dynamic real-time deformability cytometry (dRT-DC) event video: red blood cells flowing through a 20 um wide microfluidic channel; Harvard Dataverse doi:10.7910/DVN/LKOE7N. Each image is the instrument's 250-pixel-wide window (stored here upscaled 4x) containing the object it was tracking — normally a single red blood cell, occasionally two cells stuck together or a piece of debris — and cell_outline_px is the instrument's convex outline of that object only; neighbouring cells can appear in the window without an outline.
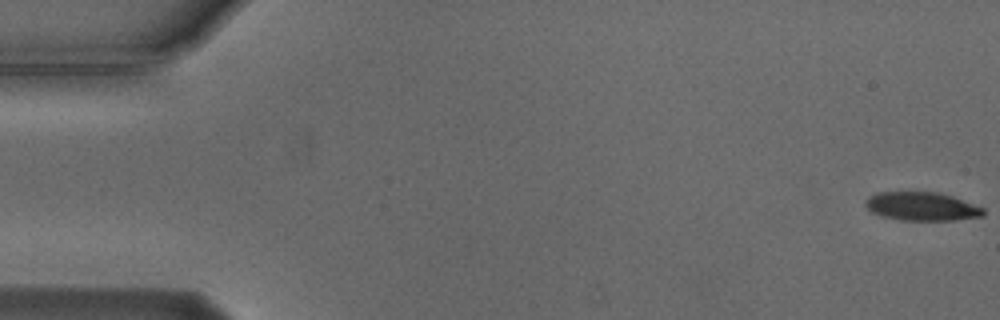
{"species": "Egyptian fruit bat (a non-hibernating species)", "species_latin": "Rousettus aegyptiacus", "temperature_condition": "cold", "stored_images_in_passage": 55, "camera_frame_rate_fps": 3000, "um_per_image_px": 0.085, "animal": {"sex": "male"}, "frame": {"image": 1, "passage_image": 1, "time_ms": 0.0, "image_size_px": [1000, 320], "cell_outline_px": [[984, 216], [956, 220], [900, 220], [880, 216], [868, 212], [864, 204], [864, 200], [868, 196], [876, 192], [940, 192], [952, 196], [984, 208]], "centroid_in_image_um": [78.28, 17.54], "position_along_channel_um": 6.7, "area_um2": 19.94}}
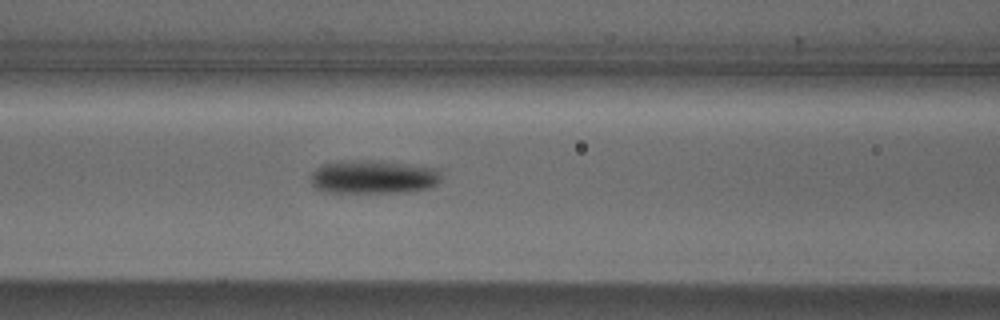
{"frame": {"image": 2, "passage_image": 23, "time_ms": 7.333, "image_size_px": [1000, 320], "cell_outline_px": [[440, 180], [436, 184], [428, 188], [404, 192], [324, 192], [316, 188], [312, 184], [312, 172], [316, 168], [324, 164], [340, 160], [380, 160], [440, 168]], "centroid_in_image_um": [31.75, 15.02], "position_along_channel_um": 134.8, "area_um2": 25.72}}
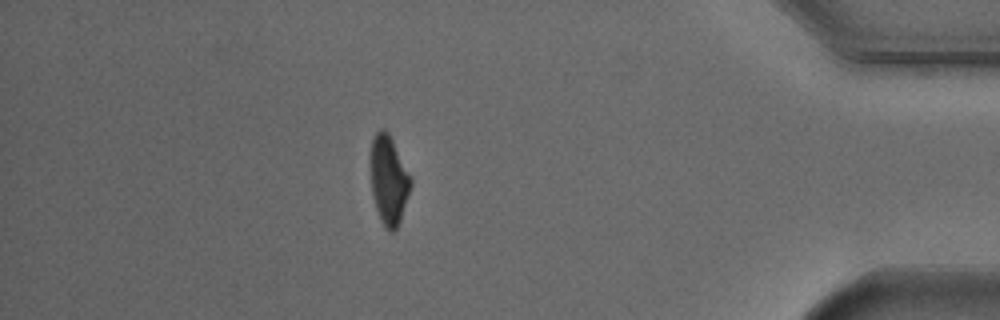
{"frame": {"image": 3, "passage_image": 48, "time_ms": 15.667, "image_size_px": [1000, 320], "cell_outline_px": [[412, 184], [400, 220], [396, 228], [392, 232], [388, 232], [384, 228], [380, 220], [376, 208], [372, 192], [372, 140], [376, 132], [380, 128], [384, 128], [388, 132], [412, 176]], "centroid_in_image_um": [33.07, 15.32], "position_along_channel_um": 402.1, "area_um2": 20.58}, "authors_computed_cell_mechanics": {"area_um2": 22.1952, "velocity_mm_per_s": 3.7481, "shape_relaxation_time_tau1_ms": 2.8912, "shape_relaxation_time_tau2_ms": null, "deformation_change_tau1": 0.1346, "deformation_change_tau2": null}}